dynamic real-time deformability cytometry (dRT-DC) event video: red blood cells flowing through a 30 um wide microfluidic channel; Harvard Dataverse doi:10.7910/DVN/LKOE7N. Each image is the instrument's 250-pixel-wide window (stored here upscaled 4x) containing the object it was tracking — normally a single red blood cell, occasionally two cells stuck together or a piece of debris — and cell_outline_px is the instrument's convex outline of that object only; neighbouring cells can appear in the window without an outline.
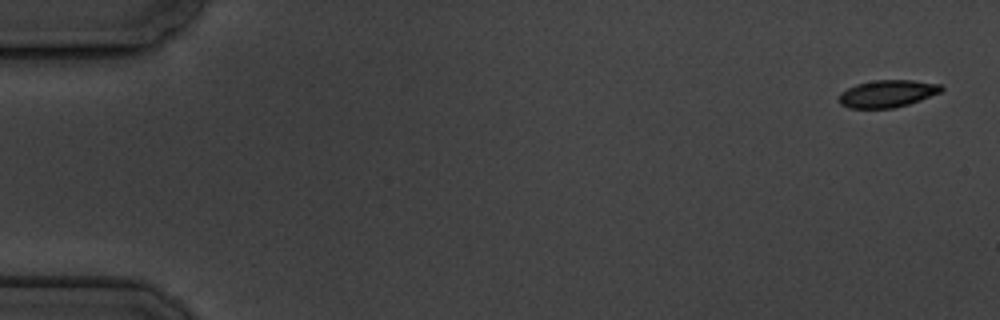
{"species": "common noctule bat (a hibernating species)", "species_latin": "Nyctalus noctula", "temperature_condition": "cold", "stored_images_in_passage": 5, "camera_frame_rate_fps": 3000, "um_per_image_px": 0.085, "animal": {"sex": "male", "body_mass_g": 19.5, "forearm_length_mm": 54.6}, "frame": {"image": 1, "passage_image": 1, "time_ms": 0.0, "image_size_px": [1000, 320], "cell_outline_px": [[944, 88], [940, 92], [920, 100], [908, 104], [892, 108], [848, 108], [840, 104], [836, 100], [840, 92], [856, 84], [876, 80], [912, 80], [940, 84]], "centroid_in_image_um": [75.37, 7.96], "position_along_channel_um": 9.6, "area_um2": 16.3}}
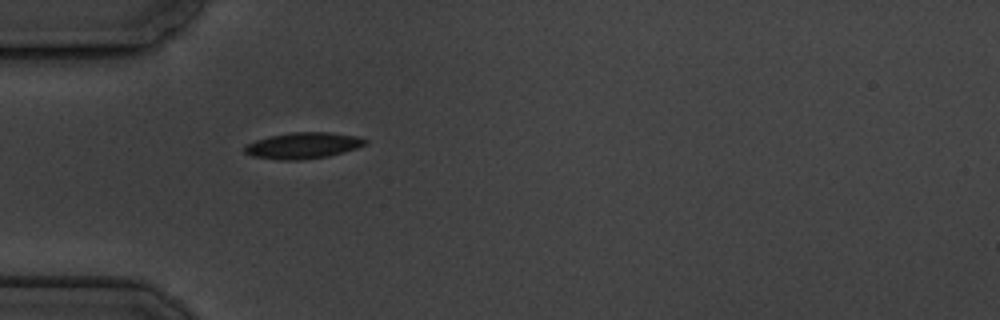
{"frame": {"image": 2, "passage_image": 5, "time_ms": 5.333, "image_size_px": [1000, 320], "cell_outline_px": [[368, 144], [344, 152], [328, 156], [304, 160], [280, 160], [252, 156], [244, 152], [244, 148], [248, 144], [256, 140], [272, 136], [292, 132], [328, 132], [356, 136], [368, 140]], "centroid_in_image_um": [25.79, 12.38], "position_along_channel_um": 59.2, "area_um2": 18.32}}